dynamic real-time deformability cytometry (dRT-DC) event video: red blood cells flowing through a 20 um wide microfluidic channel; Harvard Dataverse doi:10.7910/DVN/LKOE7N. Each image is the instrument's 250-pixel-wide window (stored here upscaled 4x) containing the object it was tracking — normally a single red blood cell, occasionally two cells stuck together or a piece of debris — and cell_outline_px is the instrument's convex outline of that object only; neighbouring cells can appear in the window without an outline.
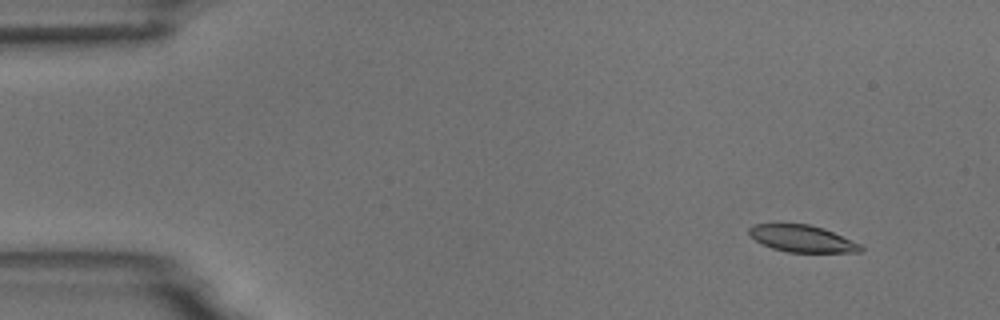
{"species": "common noctule bat (a hibernating species)", "species_latin": "Nyctalus noctula", "temperature_condition": "room temperature", "stored_images_in_passage": 4, "camera_frame_rate_fps": 3000, "um_per_image_px": 0.085, "animal": {"sex": "male", "body_mass_g": 18.8}, "frame": {"image": 1, "passage_image": 1, "time_ms": 0.0, "image_size_px": [1000, 320], "cell_outline_px": [[864, 248], [860, 252], [788, 252], [772, 248], [756, 240], [748, 232], [748, 228], [752, 224], [808, 224], [824, 228], [860, 244]], "centroid_in_image_um": [68.18, 20.28], "position_along_channel_um": 16.8, "area_um2": 17.28}}
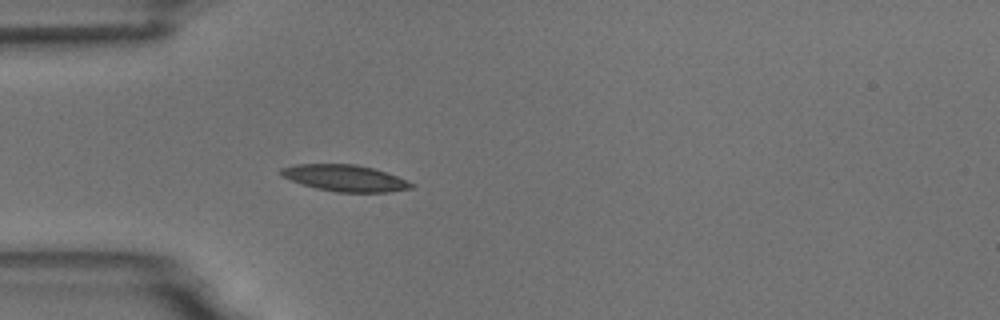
{"frame": {"image": 2, "passage_image": 4, "time_ms": 3.667, "image_size_px": [1000, 320], "cell_outline_px": [[416, 188], [388, 192], [336, 192], [316, 188], [300, 184], [280, 176], [280, 168], [296, 164], [356, 164], [372, 168], [408, 180], [416, 184]], "centroid_in_image_um": [29.33, 15.14], "position_along_channel_um": 55.7, "area_um2": 20.29}}